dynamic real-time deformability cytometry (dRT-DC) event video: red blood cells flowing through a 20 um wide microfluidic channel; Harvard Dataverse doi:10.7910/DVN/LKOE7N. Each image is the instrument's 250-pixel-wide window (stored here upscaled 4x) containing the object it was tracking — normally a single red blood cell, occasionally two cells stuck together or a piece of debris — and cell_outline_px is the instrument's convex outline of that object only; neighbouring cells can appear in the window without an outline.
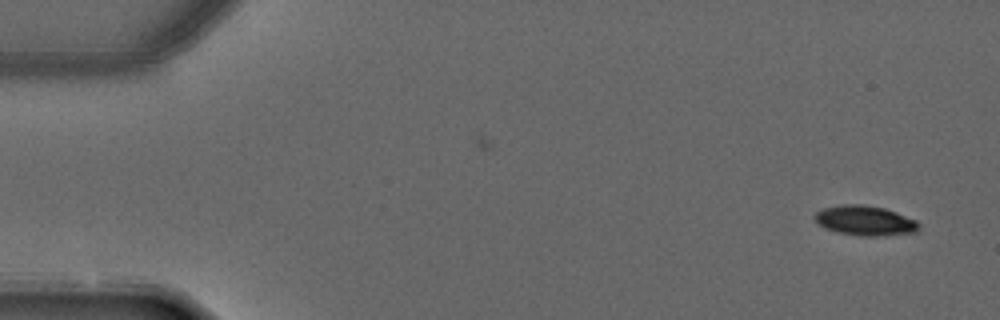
{"species": "common noctule bat (a hibernating species)", "species_latin": "Nyctalus noctula", "temperature_condition": "warm", "stored_images_in_passage": 5, "camera_frame_rate_fps": 3000, "um_per_image_px": 0.085, "animal": {"sex": "male", "forearm_length_mm": 52.5}, "frame": {"image": 1, "passage_image": 1, "time_ms": 0.0, "image_size_px": [1000, 320], "cell_outline_px": [[920, 228], [916, 232], [884, 236], [864, 236], [836, 232], [824, 228], [816, 224], [812, 216], [816, 212], [824, 208], [840, 204], [864, 204], [884, 208], [896, 212], [916, 220], [920, 224]], "centroid_in_image_um": [73.5, 18.75], "position_along_channel_um": 11.5, "area_um2": 18.44}}
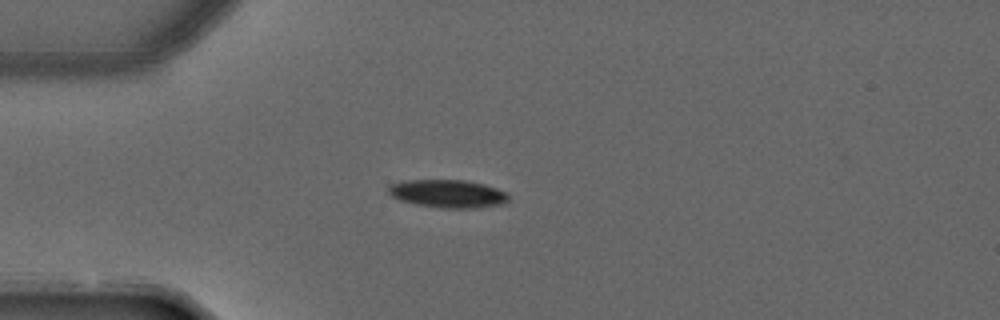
{"frame": {"image": 2, "passage_image": 4, "time_ms": 1.0, "image_size_px": [1000, 320], "cell_outline_px": [[508, 200], [504, 204], [480, 208], [444, 208], [416, 204], [400, 200], [392, 196], [388, 192], [388, 184], [400, 180], [464, 180], [484, 184], [508, 192]], "centroid_in_image_um": [38.06, 16.46], "position_along_channel_um": 46.9, "area_um2": 19.83}}